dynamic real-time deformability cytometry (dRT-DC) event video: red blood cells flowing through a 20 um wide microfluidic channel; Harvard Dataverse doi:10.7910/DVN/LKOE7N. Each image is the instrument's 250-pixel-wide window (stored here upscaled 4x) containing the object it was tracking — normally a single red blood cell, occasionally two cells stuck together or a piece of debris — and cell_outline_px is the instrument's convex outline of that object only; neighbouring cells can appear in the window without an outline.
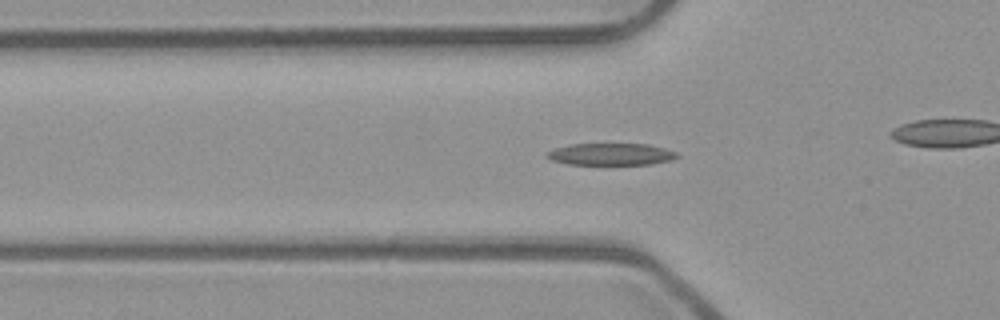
{"species": "common noctule bat (a hibernating species)", "species_latin": "Nyctalus noctula", "temperature_condition": "room temperature", "stored_images_in_passage": 26, "camera_frame_rate_fps": 3000, "um_per_image_px": 0.085, "animal": {"sex": "male", "body_mass_g": 23.1, "forearm_length_mm": 52.7}, "frame": {"image": 1, "passage_image": 12, "time_ms": 3.667, "image_size_px": [1000, 320], "cell_outline_px": [[680, 156], [672, 160], [652, 164], [568, 164], [552, 160], [544, 156], [552, 148], [572, 144], [648, 144], [664, 148], [676, 152]], "centroid_in_image_um": [51.93, 13.1], "position_along_channel_um": 73.9, "area_um2": 16.65}}
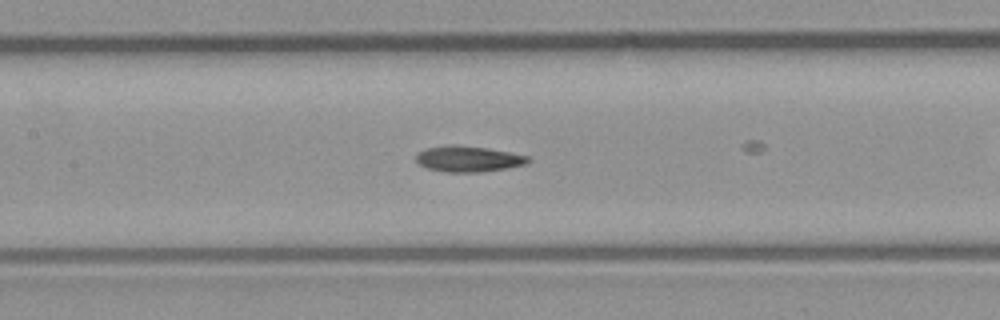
{"frame": {"image": 2, "passage_image": 19, "time_ms": 6.0, "image_size_px": [1000, 320], "cell_outline_px": [[528, 160], [524, 164], [504, 168], [480, 172], [444, 172], [428, 168], [420, 164], [416, 160], [416, 156], [420, 152], [428, 148], [452, 144], [456, 144], [488, 148], [528, 156]], "centroid_in_image_um": [39.77, 13.5], "position_along_channel_um": 167.6, "area_um2": 16.53}}
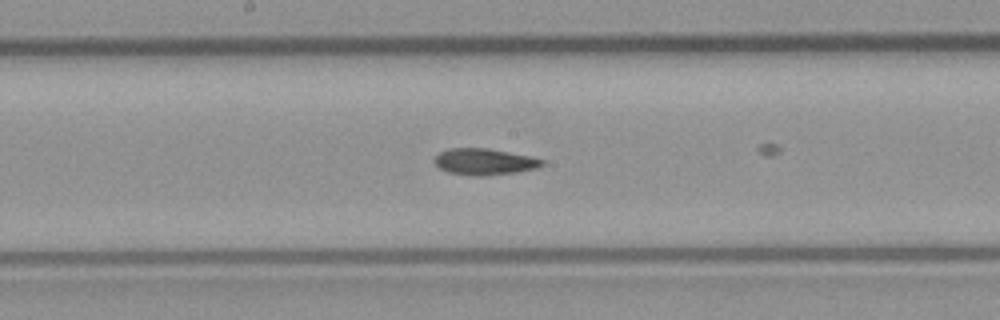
{"frame": {"image": 3, "passage_image": 22, "time_ms": 7.0, "image_size_px": [1000, 320], "cell_outline_px": [[544, 164], [536, 168], [516, 172], [484, 176], [472, 176], [448, 172], [440, 168], [432, 160], [440, 152], [448, 148], [488, 148], [532, 156], [544, 160]], "centroid_in_image_um": [41.17, 13.74], "position_along_channel_um": 207.0, "area_um2": 16.65}}